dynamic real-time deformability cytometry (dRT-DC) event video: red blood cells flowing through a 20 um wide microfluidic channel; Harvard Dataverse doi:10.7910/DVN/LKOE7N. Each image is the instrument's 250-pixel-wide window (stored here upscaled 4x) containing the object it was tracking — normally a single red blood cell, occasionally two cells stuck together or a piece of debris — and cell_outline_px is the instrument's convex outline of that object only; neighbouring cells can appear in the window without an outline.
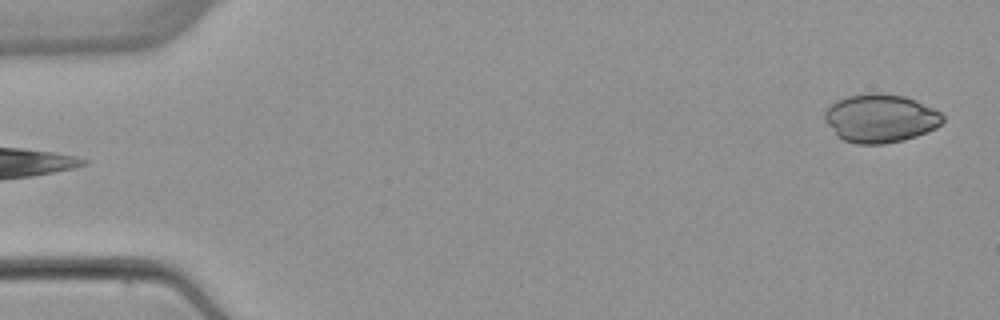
{"species": "common noctule bat (a hibernating species)", "species_latin": "Nyctalus noctula", "temperature_condition": "warm", "stored_images_in_passage": 4, "segment_of_instrument_passage": [2, 2], "camera_frame_rate_fps": 3000, "um_per_image_px": 0.085, "animal": {"sex": "female", "body_mass_g": 22.7, "forearm_length_mm": 54.2}, "frame": {"image": 1, "passage_image": 4, "time_ms": 4.333, "image_size_px": [1000, 320], "cell_outline_px": [[944, 120], [936, 128], [916, 136], [904, 140], [884, 144], [856, 144], [844, 140], [836, 136], [824, 120], [824, 112], [836, 100], [848, 96], [872, 92], [876, 92], [904, 96], [916, 100], [940, 112], [944, 116]], "centroid_in_image_um": [74.82, 10.06], "position_along_channel_um": 10.2, "area_um2": 33.41}}